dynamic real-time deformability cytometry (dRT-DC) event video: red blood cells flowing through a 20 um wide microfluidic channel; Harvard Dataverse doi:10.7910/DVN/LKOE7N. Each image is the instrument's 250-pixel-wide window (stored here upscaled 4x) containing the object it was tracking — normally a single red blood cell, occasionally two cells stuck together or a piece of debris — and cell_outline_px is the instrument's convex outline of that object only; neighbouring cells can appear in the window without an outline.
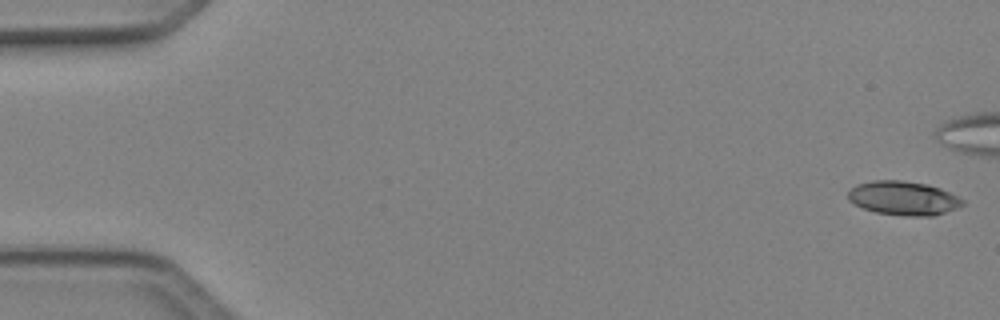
{"species": "Egyptian fruit bat (a non-hibernating species)", "species_latin": "Rousettus aegyptiacus", "temperature_condition": "cold", "stored_images_in_passage": 50, "camera_frame_rate_fps": 3000, "um_per_image_px": 0.085, "animal": {"sex": "female"}, "frame": {"image": 1, "passage_image": 1, "time_ms": 0.0, "image_size_px": [1000, 320], "cell_outline_px": [[964, 204], [956, 208], [932, 216], [908, 216], [876, 212], [864, 208], [848, 200], [848, 192], [856, 184], [872, 180], [900, 180], [928, 184], [940, 188], [964, 200]], "centroid_in_image_um": [76.78, 16.83], "position_along_channel_um": 8.2, "area_um2": 22.48}}
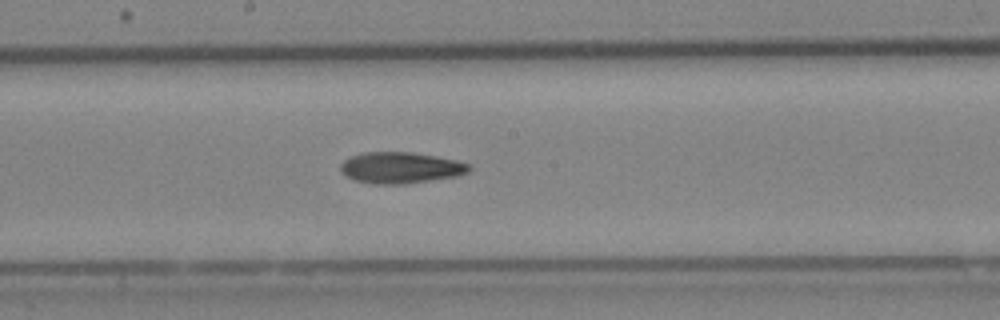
{"frame": {"image": 2, "passage_image": 27, "time_ms": 8.667, "image_size_px": [1000, 320], "cell_outline_px": [[472, 168], [468, 172], [460, 176], [404, 184], [372, 184], [352, 180], [344, 176], [340, 172], [340, 164], [344, 160], [352, 156], [364, 152], [412, 152], [436, 156], [456, 160], [468, 164]], "centroid_in_image_um": [34.03, 14.27], "position_along_channel_um": 214.2, "area_um2": 23.7}}
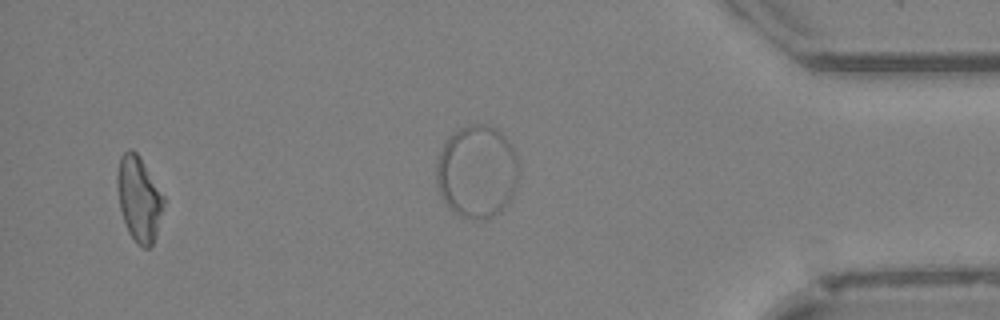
{"frame": {"image": 3, "passage_image": 48, "time_ms": 15.667, "image_size_px": [1000, 320], "cell_outline_px": [[164, 200], [156, 236], [152, 244], [148, 248], [144, 248], [136, 244], [128, 232], [120, 208], [116, 184], [116, 176], [120, 156], [128, 148], [132, 148], [140, 156], [164, 196]], "centroid_in_image_um": [11.79, 16.87], "position_along_channel_um": 423.4, "area_um2": 23.0}, "authors_computed_cell_mechanics": {"area_um2": 23.0044, "velocity_mm_per_s": 4.1283, "shape_relaxation_time_tau1_ms": 9.5019, "shape_relaxation_time_tau2_ms": null, "deformation_change_tau1": 0.214, "deformation_change_tau2": null}}